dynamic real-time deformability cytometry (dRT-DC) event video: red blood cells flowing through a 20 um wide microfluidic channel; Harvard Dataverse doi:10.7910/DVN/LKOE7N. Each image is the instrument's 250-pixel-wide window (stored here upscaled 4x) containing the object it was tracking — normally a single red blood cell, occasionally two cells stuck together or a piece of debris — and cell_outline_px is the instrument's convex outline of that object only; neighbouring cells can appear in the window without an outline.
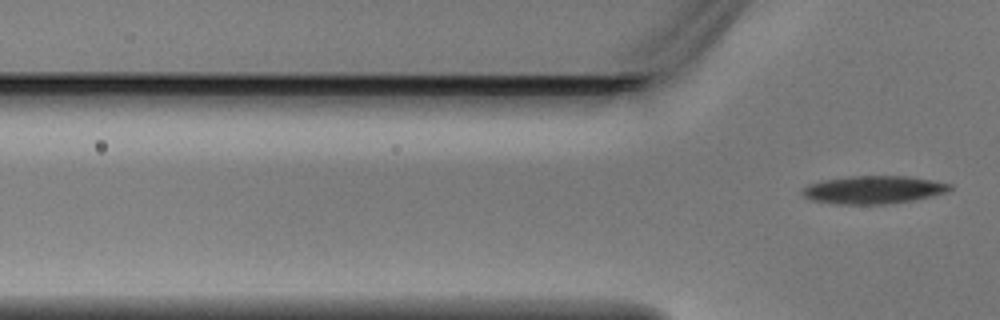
{"species": "Egyptian fruit bat (a non-hibernating species)", "species_latin": "Rousettus aegyptiacus", "temperature_condition": "warm", "stored_images_in_passage": 5, "segment_of_instrument_passage": [2, 2], "camera_frame_rate_fps": 3000, "um_per_image_px": 0.085, "animal": {"sex": "male"}, "frame": {"image": 1, "passage_image": 5, "time_ms": 1.333, "image_size_px": [1000, 320], "cell_outline_px": [[952, 188], [948, 192], [932, 196], [912, 200], [884, 204], [836, 204], [812, 200], [804, 196], [800, 192], [800, 188], [808, 184], [820, 180], [848, 176], [908, 176], [932, 180], [952, 184]], "centroid_in_image_um": [74.2, 16.12], "position_along_channel_um": 51.6, "area_um2": 24.22}}